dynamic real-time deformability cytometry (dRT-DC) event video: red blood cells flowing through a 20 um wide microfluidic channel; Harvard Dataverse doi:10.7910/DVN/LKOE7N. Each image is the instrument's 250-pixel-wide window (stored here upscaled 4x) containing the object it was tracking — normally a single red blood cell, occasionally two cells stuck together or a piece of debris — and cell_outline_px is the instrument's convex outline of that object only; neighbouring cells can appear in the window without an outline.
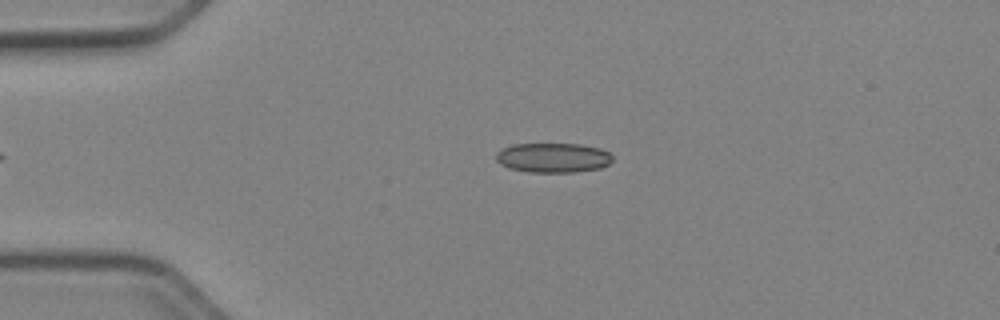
{"species": "Egyptian fruit bat (a non-hibernating species)", "species_latin": "Rousettus aegyptiacus", "temperature_condition": "cold", "stored_images_in_passage": 27, "camera_frame_rate_fps": 3000, "um_per_image_px": 0.085, "animal": {"sex": "female"}, "frame": {"image": 1, "passage_image": 3, "time_ms": 0.667, "image_size_px": [1000, 320], "cell_outline_px": [[612, 160], [608, 164], [600, 168], [572, 172], [528, 172], [508, 168], [500, 164], [496, 160], [496, 152], [512, 144], [580, 144], [600, 148], [608, 152], [612, 156]], "centroid_in_image_um": [46.99, 13.4], "position_along_channel_um": 38.0, "area_um2": 20.11}}
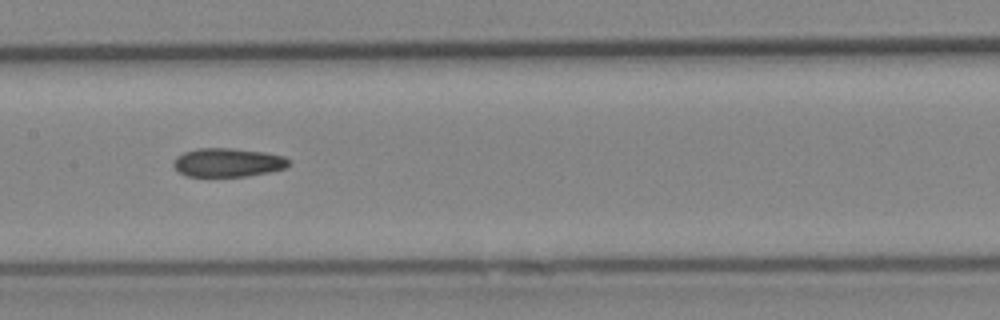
{"frame": {"image": 2, "passage_image": 17, "time_ms": 5.333, "image_size_px": [1000, 320], "cell_outline_px": [[292, 160], [284, 168], [268, 172], [244, 176], [184, 176], [172, 164], [172, 160], [176, 156], [184, 152], [196, 148], [232, 148], [264, 152], [284, 156]], "centroid_in_image_um": [19.33, 13.8], "position_along_channel_um": 188.1, "area_um2": 19.31}}
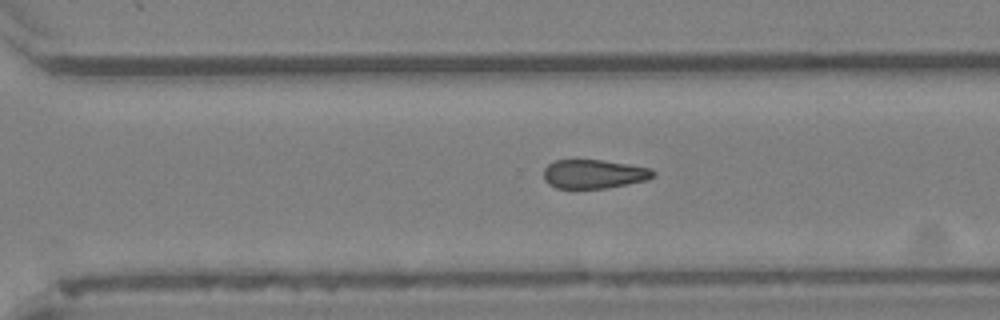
{"frame": {"image": 3, "passage_image": 27, "time_ms": 8.667, "image_size_px": [1000, 320], "cell_outline_px": [[656, 172], [648, 180], [604, 188], [556, 188], [548, 184], [544, 180], [544, 168], [548, 164], [556, 160], [600, 160], [628, 164], [652, 168]], "centroid_in_image_um": [50.47, 14.79], "position_along_channel_um": 320.1, "area_um2": 18.38}}